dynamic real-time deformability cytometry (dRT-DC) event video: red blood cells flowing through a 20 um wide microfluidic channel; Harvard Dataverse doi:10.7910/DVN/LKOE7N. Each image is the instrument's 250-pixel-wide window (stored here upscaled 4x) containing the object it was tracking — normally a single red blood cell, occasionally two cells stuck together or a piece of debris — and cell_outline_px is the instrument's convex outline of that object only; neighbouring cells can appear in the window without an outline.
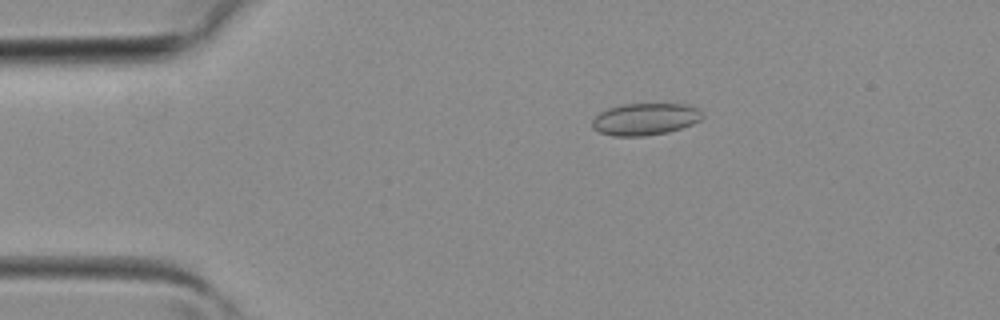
{"species": "common noctule bat (a hibernating species)", "species_latin": "Nyctalus noctula", "temperature_condition": "room temperature", "stored_images_in_passage": 39, "camera_frame_rate_fps": 3000, "um_per_image_px": 0.085, "animal": {"sex": "female", "body_mass_g": 19.3, "forearm_length_mm": 54.1}, "frame": {"image": 1, "passage_image": 7, "time_ms": 2.0, "image_size_px": [1000, 320], "cell_outline_px": [[704, 116], [700, 120], [692, 124], [668, 132], [644, 136], [612, 136], [600, 132], [592, 128], [592, 120], [600, 112], [608, 108], [620, 104], [688, 104], [700, 108], [704, 112]], "centroid_in_image_um": [54.87, 10.12], "position_along_channel_um": 30.1, "area_um2": 20.75}}
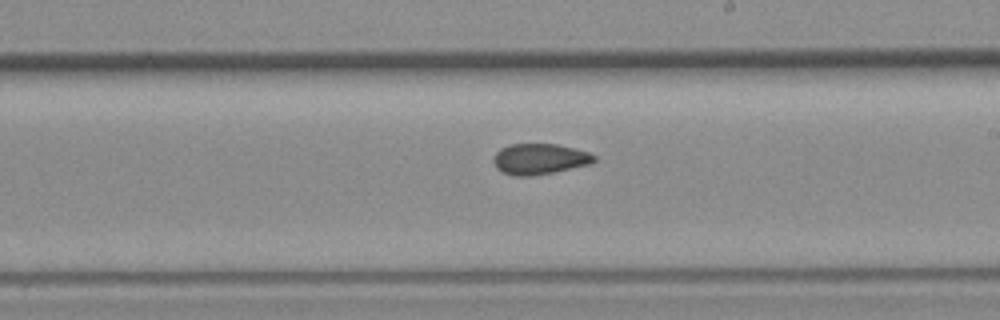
{"frame": {"image": 2, "passage_image": 22, "time_ms": 7.0, "image_size_px": [1000, 320], "cell_outline_px": [[596, 160], [592, 164], [532, 176], [512, 176], [496, 168], [492, 160], [496, 152], [500, 148], [512, 144], [556, 144], [588, 152], [596, 156]], "centroid_in_image_um": [45.85, 13.52], "position_along_channel_um": 243.1, "area_um2": 18.03}}
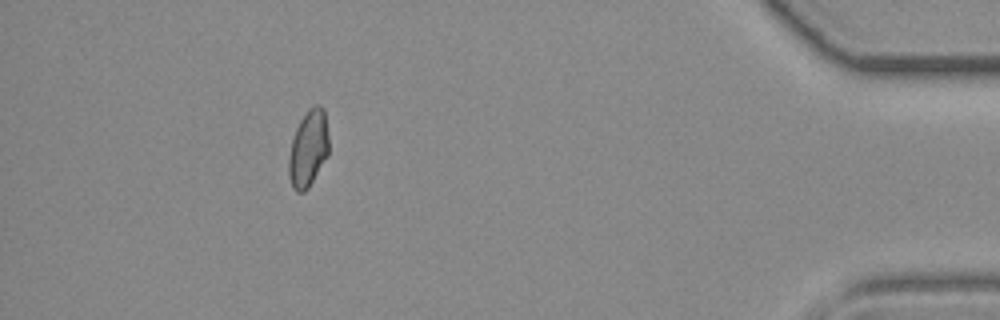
{"frame": {"image": 3, "passage_image": 35, "time_ms": 11.333, "image_size_px": [1000, 320], "cell_outline_px": [[328, 156], [308, 188], [304, 192], [296, 192], [292, 188], [288, 176], [288, 156], [292, 140], [296, 128], [300, 120], [308, 108], [316, 104], [320, 104], [324, 108], [328, 136]], "centroid_in_image_um": [26.19, 12.63], "position_along_channel_um": 409.0, "area_um2": 18.15}}